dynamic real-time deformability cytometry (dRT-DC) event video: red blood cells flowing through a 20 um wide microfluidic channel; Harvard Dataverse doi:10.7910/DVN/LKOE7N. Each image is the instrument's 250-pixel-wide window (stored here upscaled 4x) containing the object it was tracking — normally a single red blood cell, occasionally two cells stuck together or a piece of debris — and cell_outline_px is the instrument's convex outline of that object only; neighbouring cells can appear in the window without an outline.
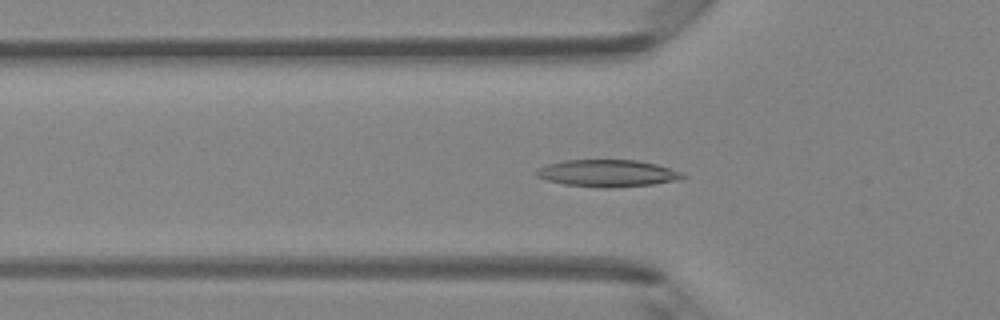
{"species": "Egyptian fruit bat (a non-hibernating species)", "species_latin": "Rousettus aegyptiacus", "temperature_condition": "room temperature", "stored_images_in_passage": 49, "camera_frame_rate_fps": 3000, "um_per_image_px": 0.085, "animal": {"sex": "female"}, "frame": {"image": 1, "passage_image": 16, "time_ms": 5.0, "image_size_px": [1000, 320], "cell_outline_px": [[688, 176], [680, 180], [652, 184], [608, 188], [600, 188], [564, 184], [548, 180], [536, 176], [536, 168], [548, 164], [564, 160], [636, 160], [656, 164], [680, 172]], "centroid_in_image_um": [51.63, 14.73], "position_along_channel_um": 74.2, "area_um2": 23.0}}
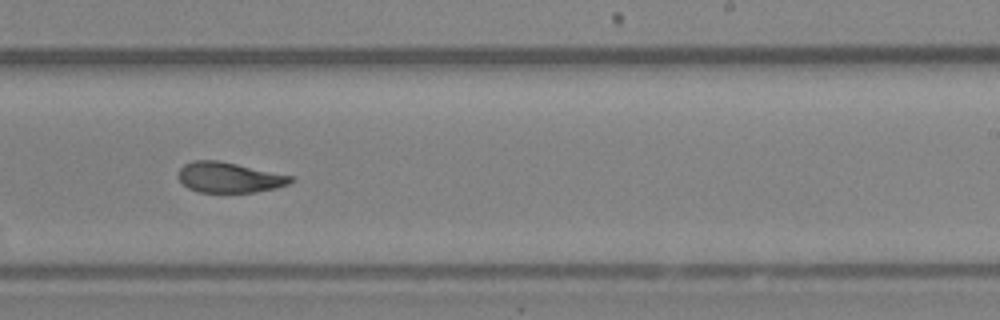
{"frame": {"image": 2, "passage_image": 30, "time_ms": 9.667, "image_size_px": [1000, 320], "cell_outline_px": [[296, 180], [288, 184], [276, 188], [256, 192], [196, 192], [188, 188], [176, 176], [176, 172], [184, 164], [192, 160], [220, 160], [292, 176]], "centroid_in_image_um": [19.45, 15.07], "position_along_channel_um": 269.6, "area_um2": 20.11}}
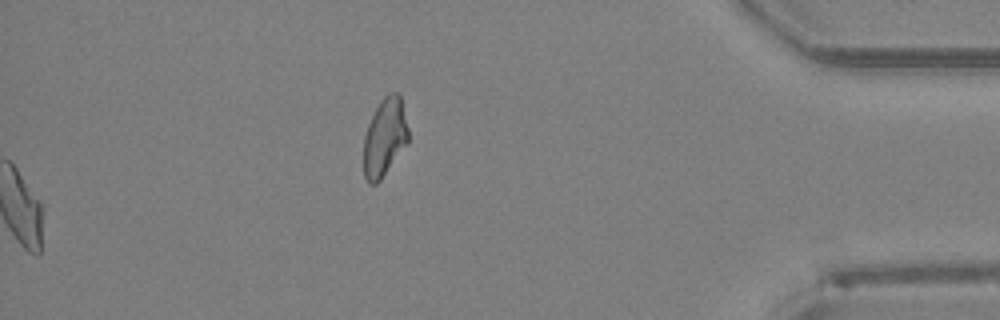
{"frame": {"image": 3, "passage_image": 49, "time_ms": 16.0, "image_size_px": [1000, 320], "cell_outline_px": [[408, 140], [380, 180], [376, 184], [368, 184], [364, 176], [364, 136], [368, 124], [380, 100], [388, 92], [400, 92], [408, 128]], "centroid_in_image_um": [32.69, 11.63], "position_along_channel_um": 402.5, "area_um2": 20.11}, "authors_computed_cell_mechanics": {"area_um2": 21.386, "velocity_mm_per_s": 4.1978, "shape_relaxation_time_tau1_ms": 5.9431, "shape_relaxation_time_tau2_ms": 1.8205, "deformation_change_tau1": 0.1886, "deformation_change_tau2": 0.0862}}